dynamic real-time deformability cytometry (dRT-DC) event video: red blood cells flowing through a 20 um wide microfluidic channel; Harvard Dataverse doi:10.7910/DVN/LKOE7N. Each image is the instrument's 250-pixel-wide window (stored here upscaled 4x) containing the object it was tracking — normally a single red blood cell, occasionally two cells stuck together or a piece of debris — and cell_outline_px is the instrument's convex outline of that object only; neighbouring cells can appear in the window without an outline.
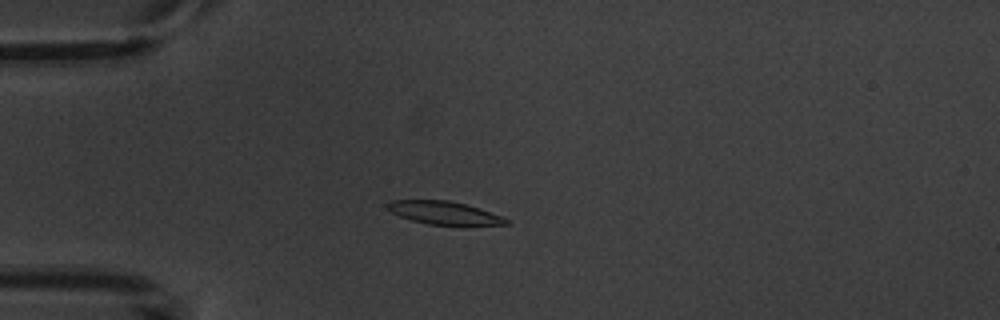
{"species": "common noctule bat (a hibernating species)", "species_latin": "Nyctalus noctula", "temperature_condition": "warm", "stored_images_in_passage": 4, "camera_frame_rate_fps": 3000, "um_per_image_px": 0.085, "animal": {"sex": "male", "body_mass_g": 20.1, "forearm_length_mm": 53.5}, "frame": {"image": 1, "passage_image": 4, "time_ms": 4.0, "image_size_px": [1000, 320], "cell_outline_px": [[512, 224], [428, 224], [412, 220], [400, 216], [392, 212], [384, 204], [392, 200], [448, 200], [464, 204], [512, 220]], "centroid_in_image_um": [37.7, 18.08], "position_along_channel_um": 47.3, "area_um2": 15.43}}